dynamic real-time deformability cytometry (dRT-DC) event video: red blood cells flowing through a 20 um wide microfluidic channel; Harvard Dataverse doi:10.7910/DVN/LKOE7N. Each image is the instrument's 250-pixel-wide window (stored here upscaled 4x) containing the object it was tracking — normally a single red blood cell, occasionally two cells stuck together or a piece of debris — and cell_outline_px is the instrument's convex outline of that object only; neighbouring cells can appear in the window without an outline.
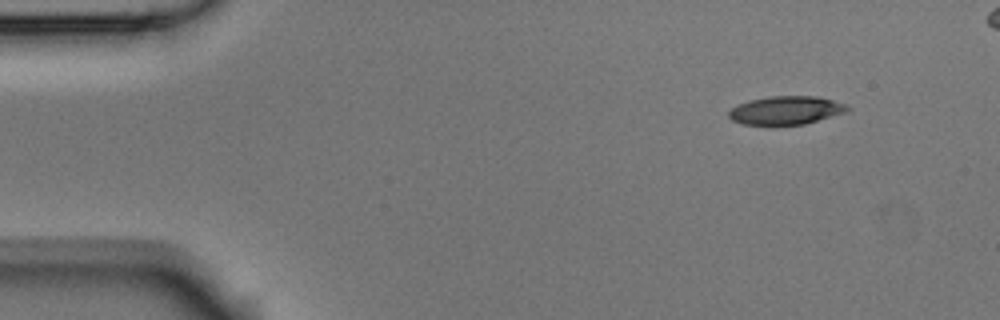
{"species": "Egyptian fruit bat (a non-hibernating species)", "species_latin": "Rousettus aegyptiacus", "temperature_condition": "room temperature", "stored_images_in_passage": 11, "camera_frame_rate_fps": 3000, "um_per_image_px": 0.085, "animal": {"sex": "male"}, "frame": {"image": 1, "passage_image": 1, "time_ms": 0.0, "image_size_px": [1000, 320], "cell_outline_px": [[852, 108], [848, 112], [804, 124], [744, 124], [732, 120], [728, 116], [728, 112], [732, 108], [748, 100], [772, 96], [816, 96], [832, 100], [844, 104]], "centroid_in_image_um": [66.84, 9.37], "position_along_channel_um": 18.2, "area_um2": 19.42}}
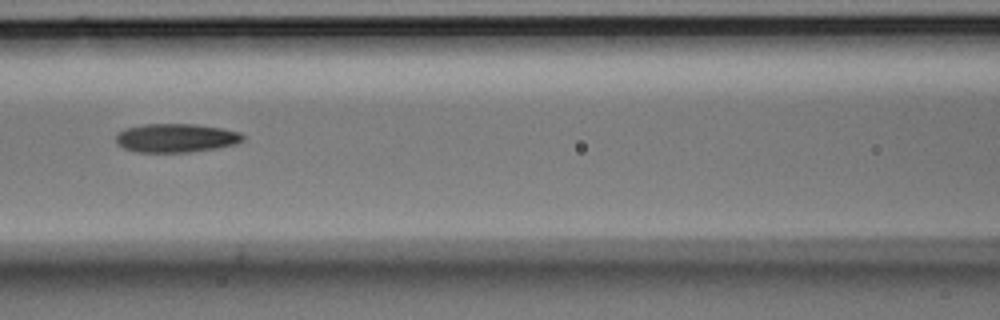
{"frame": {"image": 2, "passage_image": 6, "time_ms": 1.667, "image_size_px": [1000, 320], "cell_outline_px": [[244, 140], [236, 144], [216, 148], [188, 152], [136, 152], [124, 148], [116, 144], [116, 132], [124, 128], [144, 124], [196, 124], [220, 128], [240, 132], [244, 136]], "centroid_in_image_um": [14.92, 11.72], "position_along_channel_um": 151.7, "area_um2": 21.39}}
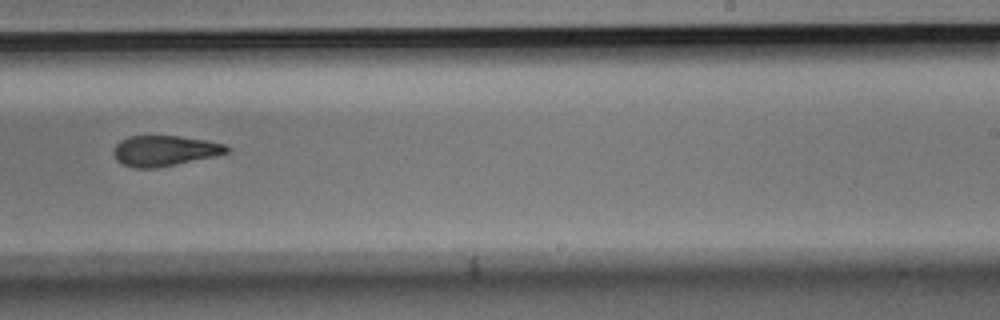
{"frame": {"image": 3, "passage_image": 9, "time_ms": 2.667, "image_size_px": [1000, 320], "cell_outline_px": [[232, 148], [228, 152], [216, 156], [156, 168], [136, 168], [124, 164], [116, 160], [112, 152], [116, 144], [120, 140], [128, 136], [180, 136], [204, 140], [224, 144]], "centroid_in_image_um": [13.98, 12.81], "position_along_channel_um": 275.0, "area_um2": 20.11}}